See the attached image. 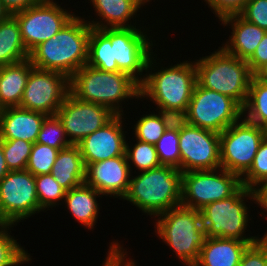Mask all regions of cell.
I'll return each instance as SVG.
<instances>
[{"label": "cell", "mask_w": 267, "mask_h": 266, "mask_svg": "<svg viewBox=\"0 0 267 266\" xmlns=\"http://www.w3.org/2000/svg\"><path fill=\"white\" fill-rule=\"evenodd\" d=\"M254 76L257 78V79H259V80H261V81H263V82H265V83H267V63L265 64V65H263L255 74H254Z\"/></svg>", "instance_id": "7dc6e473"}, {"label": "cell", "mask_w": 267, "mask_h": 266, "mask_svg": "<svg viewBox=\"0 0 267 266\" xmlns=\"http://www.w3.org/2000/svg\"><path fill=\"white\" fill-rule=\"evenodd\" d=\"M180 171L221 168L220 133L188 124L179 131Z\"/></svg>", "instance_id": "9a60e30c"}, {"label": "cell", "mask_w": 267, "mask_h": 266, "mask_svg": "<svg viewBox=\"0 0 267 266\" xmlns=\"http://www.w3.org/2000/svg\"><path fill=\"white\" fill-rule=\"evenodd\" d=\"M88 1H89L88 3H90L89 4L90 9H92L93 7V9L89 11L90 13L91 11L93 13L94 10L93 13L94 18L93 16L90 15V13H88L89 18L85 15V13L82 16L93 28L103 29V28H118V27H135L136 25L144 26V23H146L145 21L147 19H145L144 16L141 15L145 10L134 0H88ZM140 15L143 18H141ZM139 18L141 20H139ZM137 21H139L140 23Z\"/></svg>", "instance_id": "d6986e66"}, {"label": "cell", "mask_w": 267, "mask_h": 266, "mask_svg": "<svg viewBox=\"0 0 267 266\" xmlns=\"http://www.w3.org/2000/svg\"><path fill=\"white\" fill-rule=\"evenodd\" d=\"M252 205H254L252 190L245 186L229 198L206 205L200 210L206 236L244 242H257L261 238H267V230L261 236L259 233L253 235L249 229L250 225L252 228L255 219L250 214Z\"/></svg>", "instance_id": "5b68a950"}, {"label": "cell", "mask_w": 267, "mask_h": 266, "mask_svg": "<svg viewBox=\"0 0 267 266\" xmlns=\"http://www.w3.org/2000/svg\"><path fill=\"white\" fill-rule=\"evenodd\" d=\"M149 107V113L147 111L139 117L135 116L137 121L134 120L135 124L131 128L129 126V129H132L134 139L155 145L166 129L158 112L152 110L154 107L150 104Z\"/></svg>", "instance_id": "4dcf8cb0"}, {"label": "cell", "mask_w": 267, "mask_h": 266, "mask_svg": "<svg viewBox=\"0 0 267 266\" xmlns=\"http://www.w3.org/2000/svg\"><path fill=\"white\" fill-rule=\"evenodd\" d=\"M267 130L243 117L220 133L221 168L242 177L252 166Z\"/></svg>", "instance_id": "30bf717a"}, {"label": "cell", "mask_w": 267, "mask_h": 266, "mask_svg": "<svg viewBox=\"0 0 267 266\" xmlns=\"http://www.w3.org/2000/svg\"><path fill=\"white\" fill-rule=\"evenodd\" d=\"M267 181V136L261 142L250 169L241 177L242 185L248 189Z\"/></svg>", "instance_id": "8d00e7d4"}, {"label": "cell", "mask_w": 267, "mask_h": 266, "mask_svg": "<svg viewBox=\"0 0 267 266\" xmlns=\"http://www.w3.org/2000/svg\"><path fill=\"white\" fill-rule=\"evenodd\" d=\"M127 113L116 115L105 126L86 136L77 144L86 167L92 163L126 155V140L129 135L128 131H130L125 125H128L125 122V119H128Z\"/></svg>", "instance_id": "e0dca14e"}, {"label": "cell", "mask_w": 267, "mask_h": 266, "mask_svg": "<svg viewBox=\"0 0 267 266\" xmlns=\"http://www.w3.org/2000/svg\"><path fill=\"white\" fill-rule=\"evenodd\" d=\"M59 0H41L25 10L12 14L18 21L22 41L28 53L58 33L75 15ZM71 8V9H70ZM74 11V12H72Z\"/></svg>", "instance_id": "4fadbf2b"}, {"label": "cell", "mask_w": 267, "mask_h": 266, "mask_svg": "<svg viewBox=\"0 0 267 266\" xmlns=\"http://www.w3.org/2000/svg\"><path fill=\"white\" fill-rule=\"evenodd\" d=\"M179 132L166 130L155 144L161 165L180 170Z\"/></svg>", "instance_id": "d590c367"}, {"label": "cell", "mask_w": 267, "mask_h": 266, "mask_svg": "<svg viewBox=\"0 0 267 266\" xmlns=\"http://www.w3.org/2000/svg\"><path fill=\"white\" fill-rule=\"evenodd\" d=\"M33 144L21 139L2 140V148L9 171L26 169Z\"/></svg>", "instance_id": "e575fe53"}, {"label": "cell", "mask_w": 267, "mask_h": 266, "mask_svg": "<svg viewBox=\"0 0 267 266\" xmlns=\"http://www.w3.org/2000/svg\"><path fill=\"white\" fill-rule=\"evenodd\" d=\"M209 55L195 59L196 82L245 105L251 80L254 76L245 60L228 54L221 46Z\"/></svg>", "instance_id": "52a82bcc"}, {"label": "cell", "mask_w": 267, "mask_h": 266, "mask_svg": "<svg viewBox=\"0 0 267 266\" xmlns=\"http://www.w3.org/2000/svg\"><path fill=\"white\" fill-rule=\"evenodd\" d=\"M241 177L223 168L182 173L181 205L200 211L229 198L242 187Z\"/></svg>", "instance_id": "9c48e42d"}, {"label": "cell", "mask_w": 267, "mask_h": 266, "mask_svg": "<svg viewBox=\"0 0 267 266\" xmlns=\"http://www.w3.org/2000/svg\"><path fill=\"white\" fill-rule=\"evenodd\" d=\"M131 176L127 157L122 155L89 164L86 167L85 183L95 188L106 200H122L128 191Z\"/></svg>", "instance_id": "ac0fdd59"}, {"label": "cell", "mask_w": 267, "mask_h": 266, "mask_svg": "<svg viewBox=\"0 0 267 266\" xmlns=\"http://www.w3.org/2000/svg\"><path fill=\"white\" fill-rule=\"evenodd\" d=\"M239 15L267 32V0H248Z\"/></svg>", "instance_id": "f35d334b"}, {"label": "cell", "mask_w": 267, "mask_h": 266, "mask_svg": "<svg viewBox=\"0 0 267 266\" xmlns=\"http://www.w3.org/2000/svg\"><path fill=\"white\" fill-rule=\"evenodd\" d=\"M9 14L27 9L28 7L39 3L41 0H0Z\"/></svg>", "instance_id": "f6af8a7d"}, {"label": "cell", "mask_w": 267, "mask_h": 266, "mask_svg": "<svg viewBox=\"0 0 267 266\" xmlns=\"http://www.w3.org/2000/svg\"><path fill=\"white\" fill-rule=\"evenodd\" d=\"M187 116L192 126L222 133L243 117V107L233 98L196 83Z\"/></svg>", "instance_id": "7c38bea8"}, {"label": "cell", "mask_w": 267, "mask_h": 266, "mask_svg": "<svg viewBox=\"0 0 267 266\" xmlns=\"http://www.w3.org/2000/svg\"><path fill=\"white\" fill-rule=\"evenodd\" d=\"M14 225L0 224V266H24L31 264L32 257L17 237L11 236Z\"/></svg>", "instance_id": "f1b7e54d"}, {"label": "cell", "mask_w": 267, "mask_h": 266, "mask_svg": "<svg viewBox=\"0 0 267 266\" xmlns=\"http://www.w3.org/2000/svg\"><path fill=\"white\" fill-rule=\"evenodd\" d=\"M29 58L22 41L17 19L9 15L0 22V66L17 63Z\"/></svg>", "instance_id": "484cf974"}, {"label": "cell", "mask_w": 267, "mask_h": 266, "mask_svg": "<svg viewBox=\"0 0 267 266\" xmlns=\"http://www.w3.org/2000/svg\"><path fill=\"white\" fill-rule=\"evenodd\" d=\"M251 190L253 193L254 204L257 205L252 208L259 207L261 210L260 212L257 210V214L260 213L259 215L261 216L258 215L257 217L261 218L264 215L261 219H265V216H267V181L255 185Z\"/></svg>", "instance_id": "ee69618b"}, {"label": "cell", "mask_w": 267, "mask_h": 266, "mask_svg": "<svg viewBox=\"0 0 267 266\" xmlns=\"http://www.w3.org/2000/svg\"><path fill=\"white\" fill-rule=\"evenodd\" d=\"M36 193L40 208L45 212L61 207L66 190L54 179L51 174L35 176ZM51 208V209H50ZM54 208V209H53Z\"/></svg>", "instance_id": "1f68e13d"}, {"label": "cell", "mask_w": 267, "mask_h": 266, "mask_svg": "<svg viewBox=\"0 0 267 266\" xmlns=\"http://www.w3.org/2000/svg\"><path fill=\"white\" fill-rule=\"evenodd\" d=\"M153 223V233L169 246L178 262L193 266L207 238L200 211L180 205L159 214Z\"/></svg>", "instance_id": "8992f818"}, {"label": "cell", "mask_w": 267, "mask_h": 266, "mask_svg": "<svg viewBox=\"0 0 267 266\" xmlns=\"http://www.w3.org/2000/svg\"><path fill=\"white\" fill-rule=\"evenodd\" d=\"M69 92V78L64 74L33 67L19 107L56 115Z\"/></svg>", "instance_id": "5bb4252c"}, {"label": "cell", "mask_w": 267, "mask_h": 266, "mask_svg": "<svg viewBox=\"0 0 267 266\" xmlns=\"http://www.w3.org/2000/svg\"><path fill=\"white\" fill-rule=\"evenodd\" d=\"M59 150L48 145L34 143L26 170L33 176L51 174Z\"/></svg>", "instance_id": "836d02e7"}, {"label": "cell", "mask_w": 267, "mask_h": 266, "mask_svg": "<svg viewBox=\"0 0 267 266\" xmlns=\"http://www.w3.org/2000/svg\"><path fill=\"white\" fill-rule=\"evenodd\" d=\"M103 198V195L95 188L83 183L78 187L66 191L61 206L67 209V213H69L72 219L74 218L81 227L84 226V230L87 228L88 231L91 230L93 232V230H95L94 228H96V223H98V218L101 217L100 209L102 208V204L100 200Z\"/></svg>", "instance_id": "7402d4cb"}, {"label": "cell", "mask_w": 267, "mask_h": 266, "mask_svg": "<svg viewBox=\"0 0 267 266\" xmlns=\"http://www.w3.org/2000/svg\"><path fill=\"white\" fill-rule=\"evenodd\" d=\"M243 118L267 130V83L253 76L243 106Z\"/></svg>", "instance_id": "4316f807"}, {"label": "cell", "mask_w": 267, "mask_h": 266, "mask_svg": "<svg viewBox=\"0 0 267 266\" xmlns=\"http://www.w3.org/2000/svg\"><path fill=\"white\" fill-rule=\"evenodd\" d=\"M87 65L108 72H119L113 60L111 40L100 30L93 28L89 37Z\"/></svg>", "instance_id": "83f0119b"}, {"label": "cell", "mask_w": 267, "mask_h": 266, "mask_svg": "<svg viewBox=\"0 0 267 266\" xmlns=\"http://www.w3.org/2000/svg\"><path fill=\"white\" fill-rule=\"evenodd\" d=\"M238 266H267V238H261L249 245Z\"/></svg>", "instance_id": "ab89813d"}, {"label": "cell", "mask_w": 267, "mask_h": 266, "mask_svg": "<svg viewBox=\"0 0 267 266\" xmlns=\"http://www.w3.org/2000/svg\"><path fill=\"white\" fill-rule=\"evenodd\" d=\"M56 115L62 122L72 145H77L86 136L102 128L116 116L109 108L80 100L70 92Z\"/></svg>", "instance_id": "2e32d148"}, {"label": "cell", "mask_w": 267, "mask_h": 266, "mask_svg": "<svg viewBox=\"0 0 267 266\" xmlns=\"http://www.w3.org/2000/svg\"><path fill=\"white\" fill-rule=\"evenodd\" d=\"M134 174L122 200L135 206L142 215L153 219L181 205L182 172L179 169L161 165Z\"/></svg>", "instance_id": "277c9868"}, {"label": "cell", "mask_w": 267, "mask_h": 266, "mask_svg": "<svg viewBox=\"0 0 267 266\" xmlns=\"http://www.w3.org/2000/svg\"><path fill=\"white\" fill-rule=\"evenodd\" d=\"M215 15L216 21L219 22L222 18L239 14L248 0H203Z\"/></svg>", "instance_id": "b9f144b4"}, {"label": "cell", "mask_w": 267, "mask_h": 266, "mask_svg": "<svg viewBox=\"0 0 267 266\" xmlns=\"http://www.w3.org/2000/svg\"><path fill=\"white\" fill-rule=\"evenodd\" d=\"M41 212L35 176L26 169L9 171L0 180V224L17 226Z\"/></svg>", "instance_id": "8fae6325"}, {"label": "cell", "mask_w": 267, "mask_h": 266, "mask_svg": "<svg viewBox=\"0 0 267 266\" xmlns=\"http://www.w3.org/2000/svg\"><path fill=\"white\" fill-rule=\"evenodd\" d=\"M51 175L66 191L85 183L86 166L78 145L59 150Z\"/></svg>", "instance_id": "d4e9b609"}, {"label": "cell", "mask_w": 267, "mask_h": 266, "mask_svg": "<svg viewBox=\"0 0 267 266\" xmlns=\"http://www.w3.org/2000/svg\"><path fill=\"white\" fill-rule=\"evenodd\" d=\"M156 52L150 56L145 79L140 84V102L148 100L156 107L187 110L197 83L195 60L188 57L189 61L179 60L175 64L169 61L165 67L162 53L160 59Z\"/></svg>", "instance_id": "6da1fadb"}, {"label": "cell", "mask_w": 267, "mask_h": 266, "mask_svg": "<svg viewBox=\"0 0 267 266\" xmlns=\"http://www.w3.org/2000/svg\"><path fill=\"white\" fill-rule=\"evenodd\" d=\"M47 115L19 106L0 109V139L35 143Z\"/></svg>", "instance_id": "44dd1931"}, {"label": "cell", "mask_w": 267, "mask_h": 266, "mask_svg": "<svg viewBox=\"0 0 267 266\" xmlns=\"http://www.w3.org/2000/svg\"><path fill=\"white\" fill-rule=\"evenodd\" d=\"M9 172L7 163L5 161L4 151L2 148V140L0 139V180Z\"/></svg>", "instance_id": "bcb514c9"}, {"label": "cell", "mask_w": 267, "mask_h": 266, "mask_svg": "<svg viewBox=\"0 0 267 266\" xmlns=\"http://www.w3.org/2000/svg\"><path fill=\"white\" fill-rule=\"evenodd\" d=\"M69 89L76 98L105 106L116 115H124L127 105L140 100V84L130 75L103 71L87 64L69 79Z\"/></svg>", "instance_id": "3957f363"}, {"label": "cell", "mask_w": 267, "mask_h": 266, "mask_svg": "<svg viewBox=\"0 0 267 266\" xmlns=\"http://www.w3.org/2000/svg\"><path fill=\"white\" fill-rule=\"evenodd\" d=\"M36 143L48 145L58 150L71 146L63 124L57 115L47 116L42 123Z\"/></svg>", "instance_id": "d6a6232c"}, {"label": "cell", "mask_w": 267, "mask_h": 266, "mask_svg": "<svg viewBox=\"0 0 267 266\" xmlns=\"http://www.w3.org/2000/svg\"><path fill=\"white\" fill-rule=\"evenodd\" d=\"M76 12L58 33L29 53L34 67L59 72L70 79L87 64L92 26Z\"/></svg>", "instance_id": "7a4b0ae2"}, {"label": "cell", "mask_w": 267, "mask_h": 266, "mask_svg": "<svg viewBox=\"0 0 267 266\" xmlns=\"http://www.w3.org/2000/svg\"><path fill=\"white\" fill-rule=\"evenodd\" d=\"M255 74L263 65L267 63V32L258 44L253 55L246 61Z\"/></svg>", "instance_id": "7bdbcfd3"}, {"label": "cell", "mask_w": 267, "mask_h": 266, "mask_svg": "<svg viewBox=\"0 0 267 266\" xmlns=\"http://www.w3.org/2000/svg\"><path fill=\"white\" fill-rule=\"evenodd\" d=\"M135 2H137L142 8H145L144 10H145V16H146V7H148V6H150L151 4H152V0H134ZM153 2H155V0H153ZM151 3V4H150ZM146 5V6H145Z\"/></svg>", "instance_id": "c3c4849f"}, {"label": "cell", "mask_w": 267, "mask_h": 266, "mask_svg": "<svg viewBox=\"0 0 267 266\" xmlns=\"http://www.w3.org/2000/svg\"><path fill=\"white\" fill-rule=\"evenodd\" d=\"M221 22V23H220ZM219 25L232 31L228 39L222 41V48L230 55L247 61L263 39L266 31L243 19L239 14L222 18Z\"/></svg>", "instance_id": "ffe728a7"}, {"label": "cell", "mask_w": 267, "mask_h": 266, "mask_svg": "<svg viewBox=\"0 0 267 266\" xmlns=\"http://www.w3.org/2000/svg\"><path fill=\"white\" fill-rule=\"evenodd\" d=\"M33 67L29 58L0 66V109L20 105Z\"/></svg>", "instance_id": "cb8c5ba5"}, {"label": "cell", "mask_w": 267, "mask_h": 266, "mask_svg": "<svg viewBox=\"0 0 267 266\" xmlns=\"http://www.w3.org/2000/svg\"><path fill=\"white\" fill-rule=\"evenodd\" d=\"M130 138L128 135L125 154L132 174L136 173V170L137 172H144L161 166L154 144L145 143L137 139L134 140L132 136L133 145ZM133 169L135 170L133 171Z\"/></svg>", "instance_id": "f546056e"}, {"label": "cell", "mask_w": 267, "mask_h": 266, "mask_svg": "<svg viewBox=\"0 0 267 266\" xmlns=\"http://www.w3.org/2000/svg\"><path fill=\"white\" fill-rule=\"evenodd\" d=\"M124 240H111L107 246L106 257L100 266H139L137 260L132 259L129 248H124ZM128 250V251H127ZM129 256V257H128Z\"/></svg>", "instance_id": "74e56055"}, {"label": "cell", "mask_w": 267, "mask_h": 266, "mask_svg": "<svg viewBox=\"0 0 267 266\" xmlns=\"http://www.w3.org/2000/svg\"><path fill=\"white\" fill-rule=\"evenodd\" d=\"M256 242L207 237L193 266H238L246 248Z\"/></svg>", "instance_id": "603a6c76"}, {"label": "cell", "mask_w": 267, "mask_h": 266, "mask_svg": "<svg viewBox=\"0 0 267 266\" xmlns=\"http://www.w3.org/2000/svg\"><path fill=\"white\" fill-rule=\"evenodd\" d=\"M10 14L4 8L2 2L0 1V22H2L5 18H7Z\"/></svg>", "instance_id": "681fc988"}, {"label": "cell", "mask_w": 267, "mask_h": 266, "mask_svg": "<svg viewBox=\"0 0 267 266\" xmlns=\"http://www.w3.org/2000/svg\"><path fill=\"white\" fill-rule=\"evenodd\" d=\"M149 25L100 29L111 40L113 60H116L118 69L130 75L139 84L145 79L148 60L154 50H157L159 39L161 36L165 37V34L161 33L160 37L156 36V42L154 37L158 35V31L155 33L153 30L152 34Z\"/></svg>", "instance_id": "ba28073f"}, {"label": "cell", "mask_w": 267, "mask_h": 266, "mask_svg": "<svg viewBox=\"0 0 267 266\" xmlns=\"http://www.w3.org/2000/svg\"><path fill=\"white\" fill-rule=\"evenodd\" d=\"M154 109L160 115L166 130L179 132L189 124L187 110L164 107Z\"/></svg>", "instance_id": "60d3db41"}]
</instances>
